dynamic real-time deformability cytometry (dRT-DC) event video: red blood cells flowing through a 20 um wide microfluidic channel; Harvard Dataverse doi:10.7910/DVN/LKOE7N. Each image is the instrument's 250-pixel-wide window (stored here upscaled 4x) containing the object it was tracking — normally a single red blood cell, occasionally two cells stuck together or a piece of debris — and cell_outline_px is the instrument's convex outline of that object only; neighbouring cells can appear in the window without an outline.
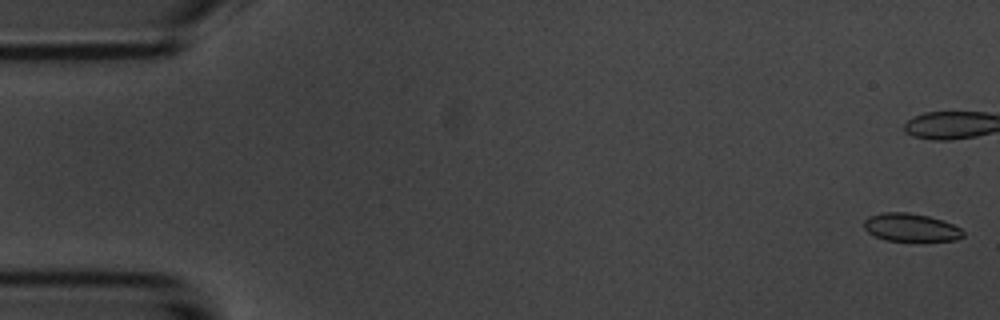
{"species": "common noctule bat (a hibernating species)", "species_latin": "Nyctalus noctula", "temperature_condition": "room temperature", "stored_images_in_passage": 6, "camera_frame_rate_fps": 3000, "um_per_image_px": 0.085, "animal": {"sex": "male", "body_mass_g": 20.1, "forearm_length_mm": 53.5}, "frame": {"image": 1, "passage_image": 1, "time_ms": 0.0, "image_size_px": [1000, 320], "cell_outline_px": [[964, 236], [956, 240], [888, 240], [876, 236], [868, 232], [864, 228], [864, 220], [868, 216], [884, 212], [908, 212], [928, 216], [952, 224], [960, 228], [964, 232]], "centroid_in_image_um": [77.41, 19.32], "position_along_channel_um": 7.6, "area_um2": 15.9}}
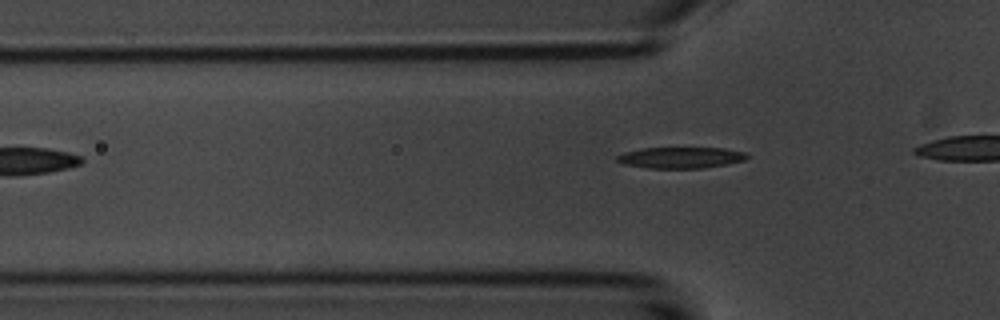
{"frame": {"image": 2, "passage_image": 6, "time_ms": 7.333, "image_size_px": [1000, 320], "cell_outline_px": [[748, 156], [744, 160], [728, 164], [704, 168], [648, 168], [624, 164], [616, 160], [616, 156], [624, 152], [640, 148], [724, 148], [748, 152]], "centroid_in_image_um": [57.88, 13.39], "position_along_channel_um": 67.9, "area_um2": 16.13}}